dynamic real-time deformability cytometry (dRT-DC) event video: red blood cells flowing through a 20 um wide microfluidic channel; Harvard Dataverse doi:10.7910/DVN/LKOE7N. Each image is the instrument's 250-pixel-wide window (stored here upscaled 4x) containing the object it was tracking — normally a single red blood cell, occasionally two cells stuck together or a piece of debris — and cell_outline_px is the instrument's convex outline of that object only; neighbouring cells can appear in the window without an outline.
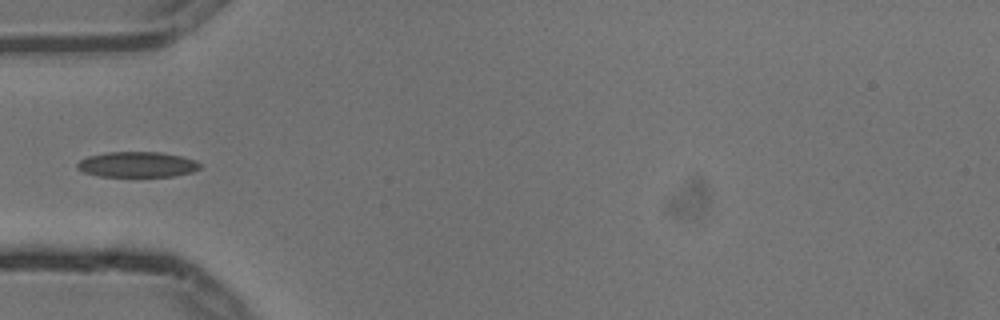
{"species": "common noctule bat (a hibernating species)", "species_latin": "Nyctalus noctula", "temperature_condition": "cold", "stored_images_in_passage": 5, "camera_frame_rate_fps": 3000, "um_per_image_px": 0.085, "animal": {"sex": "male", "body_mass_g": 13.3}, "frame": {"image": 1, "passage_image": 5, "time_ms": 1.333, "image_size_px": [1000, 320], "cell_outline_px": [[200, 168], [192, 172], [172, 176], [100, 176], [84, 172], [76, 168], [76, 164], [80, 160], [88, 156], [108, 152], [160, 152], [180, 156], [196, 160], [200, 164]], "centroid_in_image_um": [11.65, 13.98], "position_along_channel_um": 73.3, "area_um2": 18.09}}